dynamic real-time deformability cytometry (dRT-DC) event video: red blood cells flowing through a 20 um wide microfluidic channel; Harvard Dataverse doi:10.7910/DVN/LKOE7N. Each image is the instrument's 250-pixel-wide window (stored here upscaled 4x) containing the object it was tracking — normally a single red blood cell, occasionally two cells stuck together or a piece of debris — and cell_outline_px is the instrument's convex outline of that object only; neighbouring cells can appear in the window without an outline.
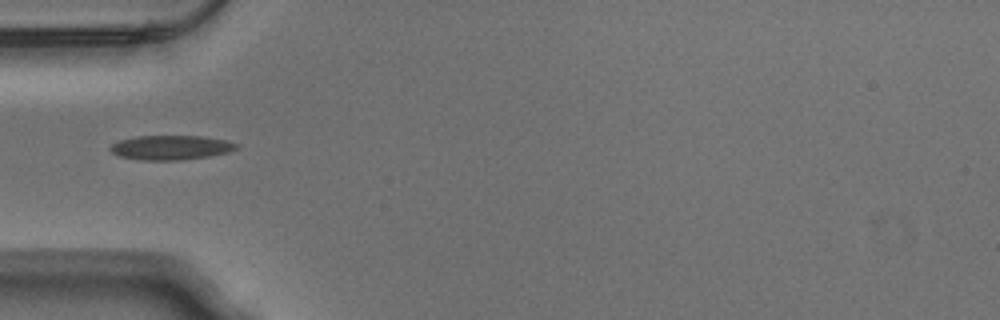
{"species": "Egyptian fruit bat (a non-hibernating species)", "species_latin": "Rousettus aegyptiacus", "temperature_condition": "warm", "stored_images_in_passage": 16, "camera_frame_rate_fps": 3000, "um_per_image_px": 0.085, "animal": {"sex": "male"}, "frame": {"image": 1, "passage_image": 1, "time_ms": 0.0, "image_size_px": [1000, 320], "cell_outline_px": [[240, 148], [228, 152], [208, 156], [184, 160], [140, 160], [120, 156], [112, 152], [108, 148], [112, 144], [120, 140], [136, 136], [204, 136], [224, 140], [240, 144]], "centroid_in_image_um": [14.55, 12.54], "position_along_channel_um": 70.5, "area_um2": 18.03}}
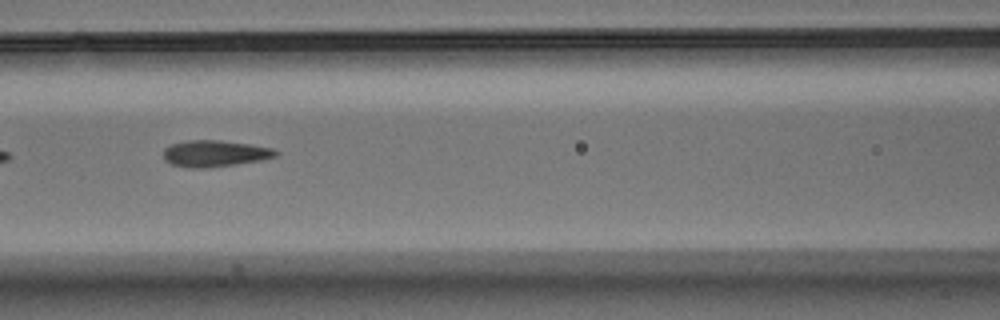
{"frame": {"image": 2, "passage_image": 7, "time_ms": 2.0, "image_size_px": [1000, 320], "cell_outline_px": [[280, 152], [276, 156], [260, 160], [236, 164], [208, 168], [188, 168], [172, 164], [164, 160], [164, 148], [172, 144], [188, 140], [220, 140], [252, 144], [272, 148]], "centroid_in_image_um": [18.26, 13.05], "position_along_channel_um": 148.3, "area_um2": 17.4}}
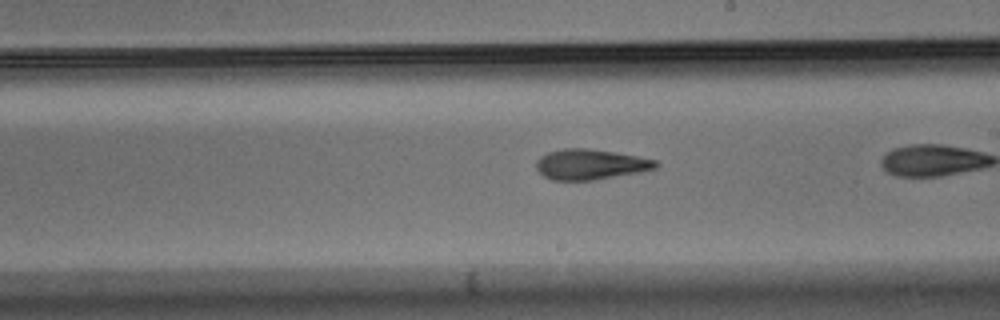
{"frame": {"image": 3, "passage_image": 10, "time_ms": 3.0, "image_size_px": [1000, 320], "cell_outline_px": [[660, 164], [656, 168], [640, 172], [592, 180], [552, 180], [544, 176], [536, 168], [536, 160], [540, 156], [548, 152], [564, 148], [588, 148], [636, 156], [656, 160]], "centroid_in_image_um": [50.17, 13.97], "position_along_channel_um": 238.8, "area_um2": 21.04}}